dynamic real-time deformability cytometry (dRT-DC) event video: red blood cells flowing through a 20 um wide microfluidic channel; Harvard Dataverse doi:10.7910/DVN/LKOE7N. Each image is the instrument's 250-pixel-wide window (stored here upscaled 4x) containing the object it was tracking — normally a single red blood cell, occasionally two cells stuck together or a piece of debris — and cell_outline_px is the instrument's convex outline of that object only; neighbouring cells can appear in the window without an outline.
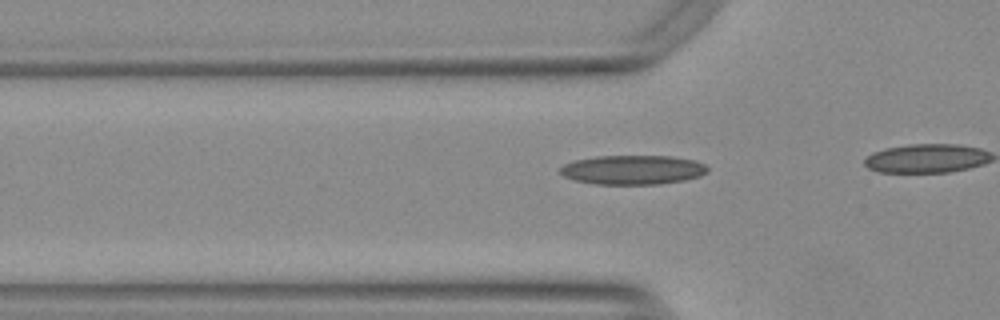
{"species": "Egyptian fruit bat (a non-hibernating species)", "species_latin": "Rousettus aegyptiacus", "temperature_condition": "warm", "stored_images_in_passage": 7, "camera_frame_rate_fps": 3000, "um_per_image_px": 0.085, "animal": {"sex": "female"}, "frame": {"image": 1, "passage_image": 4, "time_ms": 1.0, "image_size_px": [1000, 320], "cell_outline_px": [[708, 172], [700, 176], [684, 180], [660, 184], [596, 184], [576, 180], [564, 176], [560, 172], [560, 168], [564, 164], [572, 160], [596, 156], [672, 156], [696, 160], [704, 164], [708, 168]], "centroid_in_image_um": [53.8, 14.42], "position_along_channel_um": 72.0, "area_um2": 25.26}}